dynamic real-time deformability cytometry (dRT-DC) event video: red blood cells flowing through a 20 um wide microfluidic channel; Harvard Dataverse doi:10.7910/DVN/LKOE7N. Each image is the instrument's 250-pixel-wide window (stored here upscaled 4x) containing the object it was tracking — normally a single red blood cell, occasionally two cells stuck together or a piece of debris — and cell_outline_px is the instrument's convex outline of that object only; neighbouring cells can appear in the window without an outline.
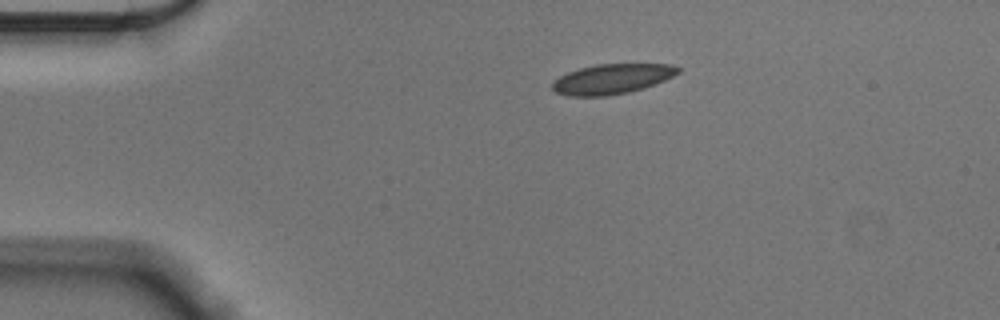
{"species": "Egyptian fruit bat (a non-hibernating species)", "species_latin": "Rousettus aegyptiacus", "temperature_condition": "cold", "stored_images_in_passage": 46, "camera_frame_rate_fps": 3000, "um_per_image_px": 0.085, "animal": {"sex": "male"}, "frame": {"image": 1, "passage_image": 1, "time_ms": 0.0, "image_size_px": [1000, 320], "cell_outline_px": [[680, 72], [664, 80], [644, 88], [628, 92], [608, 96], [568, 96], [556, 92], [552, 88], [552, 80], [568, 72], [580, 68], [596, 64], [672, 64], [680, 68]], "centroid_in_image_um": [52.0, 6.71], "position_along_channel_um": 33.0, "area_um2": 21.96}}
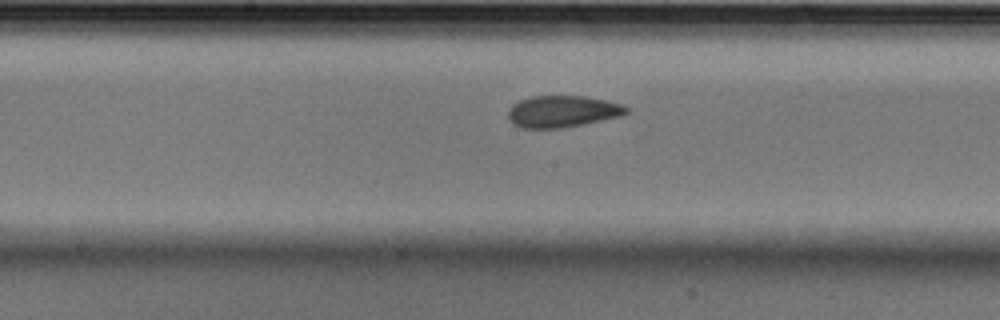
{"frame": {"image": 2, "passage_image": 19, "time_ms": 6.0, "image_size_px": [1000, 320], "cell_outline_px": [[628, 112], [620, 116], [584, 124], [564, 128], [520, 128], [512, 124], [508, 120], [508, 112], [512, 104], [520, 100], [532, 96], [584, 96], [608, 100], [620, 104], [628, 108]], "centroid_in_image_um": [47.77, 9.48], "position_along_channel_um": 200.4, "area_um2": 21.96}}
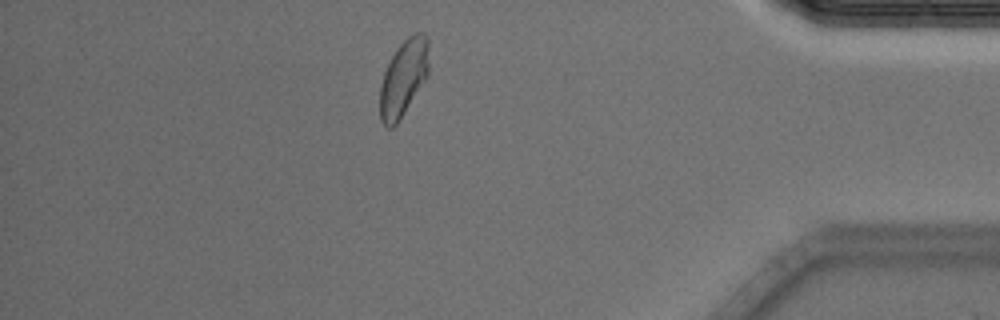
{"frame": {"image": 3, "passage_image": 39, "time_ms": 12.667, "image_size_px": [1000, 320], "cell_outline_px": [[428, 76], [396, 124], [392, 128], [388, 128], [380, 120], [380, 84], [384, 72], [396, 48], [408, 36], [416, 32], [424, 32], [428, 36]], "centroid_in_image_um": [34.3, 6.59], "position_along_channel_um": 400.9, "area_um2": 21.73}, "authors_computed_cell_mechanics": {"area_um2": 22.1374, "velocity_mm_per_s": 3.5536, "shape_relaxation_time_tau1_ms": 6.7819, "shape_relaxation_time_tau2_ms": 1.6421, "deformation_change_tau1": 0.141, "deformation_change_tau2": 0.0514}}